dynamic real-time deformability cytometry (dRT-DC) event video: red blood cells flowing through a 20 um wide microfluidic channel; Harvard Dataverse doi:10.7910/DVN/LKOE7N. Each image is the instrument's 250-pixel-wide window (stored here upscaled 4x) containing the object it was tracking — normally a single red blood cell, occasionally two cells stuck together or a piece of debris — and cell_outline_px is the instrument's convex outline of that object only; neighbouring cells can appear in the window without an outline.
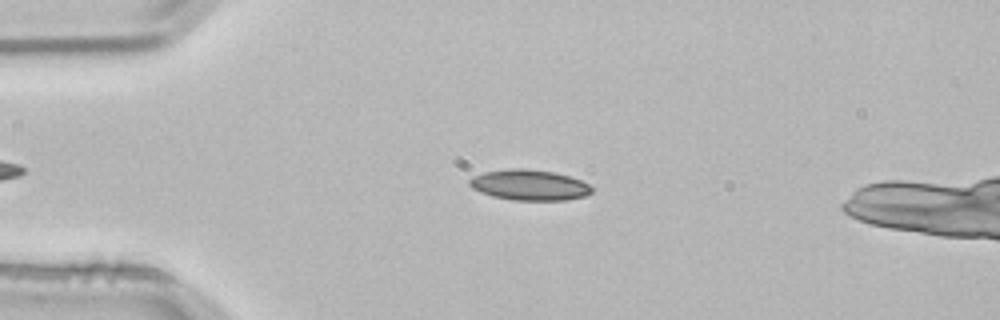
{"species": "common noctule bat (a hibernating species)", "species_latin": "Nyctalus noctula", "temperature_condition": "room temperature", "stored_images_in_passage": 3, "camera_frame_rate_fps": 3000, "um_per_image_px": 0.085, "animal": {"sex": "male", "body_mass_g": 21.5, "forearm_length_mm": 52.0}, "frame": {"image": 1, "passage_image": 2, "time_ms": 0.333, "image_size_px": [1000, 320], "cell_outline_px": [[592, 192], [584, 196], [568, 200], [512, 200], [492, 196], [480, 192], [472, 188], [468, 184], [468, 180], [472, 176], [484, 172], [508, 168], [524, 168], [556, 172], [580, 180], [588, 184], [592, 188]], "centroid_in_image_um": [44.96, 15.72], "position_along_channel_um": 40.0, "area_um2": 21.96}}
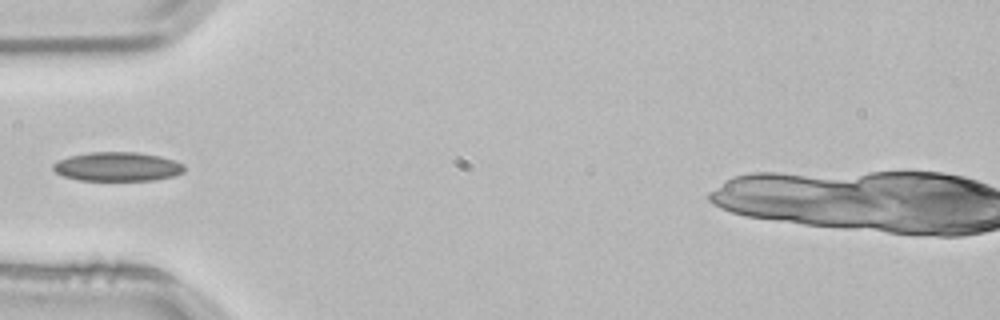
{"frame": {"image": 2, "passage_image": 3, "time_ms": 0.667, "image_size_px": [1000, 320], "cell_outline_px": [[184, 172], [176, 176], [156, 180], [80, 180], [64, 176], [56, 172], [52, 168], [52, 164], [56, 160], [68, 156], [88, 152], [136, 152], [160, 156], [176, 160], [184, 164]], "centroid_in_image_um": [10.0, 14.16], "position_along_channel_um": 75.0, "area_um2": 22.48}}